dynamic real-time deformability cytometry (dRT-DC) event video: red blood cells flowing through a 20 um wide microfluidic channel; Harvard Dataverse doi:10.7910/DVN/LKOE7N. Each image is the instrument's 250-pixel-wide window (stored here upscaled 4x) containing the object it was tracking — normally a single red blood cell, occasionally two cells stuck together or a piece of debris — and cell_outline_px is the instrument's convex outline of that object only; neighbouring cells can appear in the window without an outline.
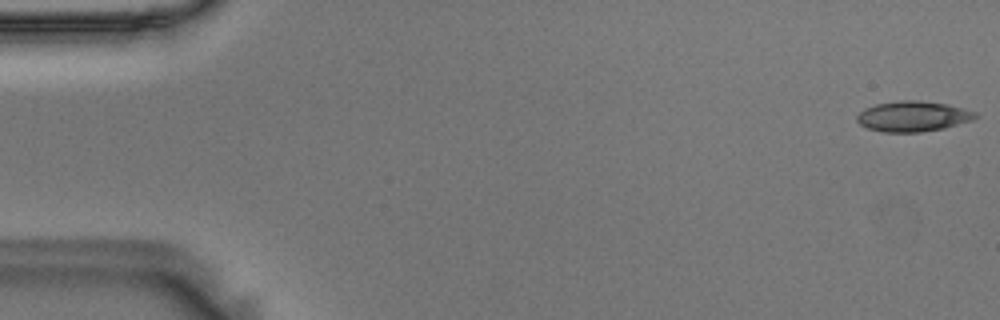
{"species": "Egyptian fruit bat (a non-hibernating species)", "species_latin": "Rousettus aegyptiacus", "temperature_condition": "room temperature", "stored_images_in_passage": 55, "camera_frame_rate_fps": 3000, "um_per_image_px": 0.085, "animal": {"sex": "male"}, "frame": {"image": 1, "passage_image": 1, "time_ms": 0.0, "image_size_px": [1000, 320], "cell_outline_px": [[980, 116], [972, 120], [944, 128], [920, 132], [884, 132], [868, 128], [860, 124], [856, 120], [856, 116], [864, 108], [876, 104], [900, 100], [920, 100], [948, 104], [976, 112]], "centroid_in_image_um": [77.6, 9.88], "position_along_channel_um": 7.4, "area_um2": 21.04}}
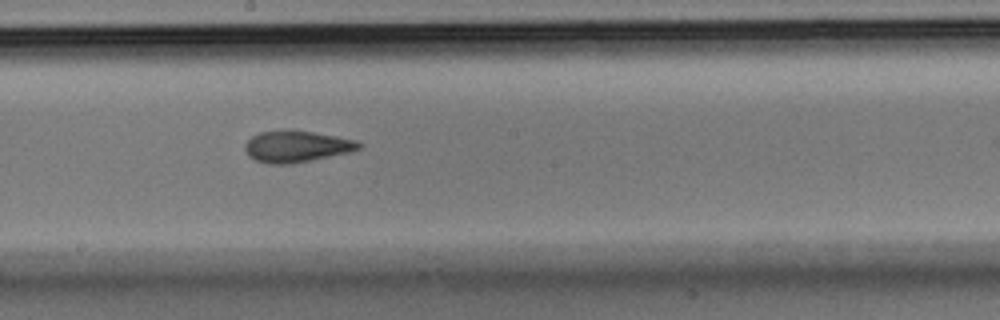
{"frame": {"image": 2, "passage_image": 30, "time_ms": 9.667, "image_size_px": [1000, 320], "cell_outline_px": [[364, 144], [360, 148], [352, 152], [292, 164], [268, 164], [256, 160], [248, 156], [244, 148], [244, 144], [252, 136], [260, 132], [288, 128], [292, 128], [336, 136], [356, 140]], "centroid_in_image_um": [25.21, 12.43], "position_along_channel_um": 223.0, "area_um2": 21.44}}
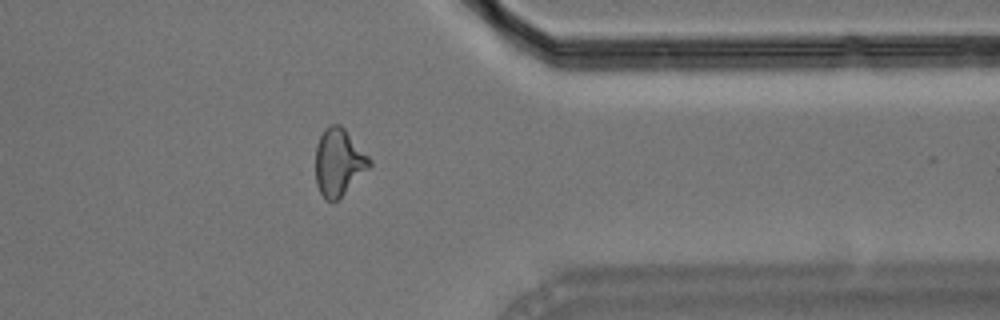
{"frame": {"image": 3, "passage_image": 44, "time_ms": 14.333, "image_size_px": [1000, 320], "cell_outline_px": [[372, 164], [332, 204], [324, 200], [316, 184], [316, 144], [324, 128], [328, 124], [340, 124], [344, 128], [372, 160]], "centroid_in_image_um": [28.76, 13.77], "position_along_channel_um": 382.6, "area_um2": 20.92}, "authors_computed_cell_mechanics": {"area_um2": 20.6924, "velocity_mm_per_s": 3.6429, "shape_relaxation_time_tau1_ms": 9.4714, "shape_relaxation_time_tau2_ms": 2.1317, "deformation_change_tau1": 0.2148, "deformation_change_tau2": 0.0966}}